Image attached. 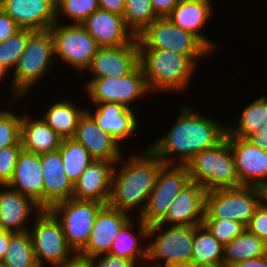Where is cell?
Here are the masks:
<instances>
[{
  "mask_svg": "<svg viewBox=\"0 0 267 267\" xmlns=\"http://www.w3.org/2000/svg\"><path fill=\"white\" fill-rule=\"evenodd\" d=\"M226 133V126L183 106L171 130L149 148L164 164H174V159L167 156L176 152L182 160L177 165H186L196 154L220 143Z\"/></svg>",
  "mask_w": 267,
  "mask_h": 267,
  "instance_id": "obj_1",
  "label": "cell"
},
{
  "mask_svg": "<svg viewBox=\"0 0 267 267\" xmlns=\"http://www.w3.org/2000/svg\"><path fill=\"white\" fill-rule=\"evenodd\" d=\"M124 164L118 175L114 168L108 205L128 213L129 209L146 201L139 209L142 214L164 162L148 148L144 155L132 156Z\"/></svg>",
  "mask_w": 267,
  "mask_h": 267,
  "instance_id": "obj_2",
  "label": "cell"
},
{
  "mask_svg": "<svg viewBox=\"0 0 267 267\" xmlns=\"http://www.w3.org/2000/svg\"><path fill=\"white\" fill-rule=\"evenodd\" d=\"M139 65L150 92L184 90L196 67L190 57L164 49H139Z\"/></svg>",
  "mask_w": 267,
  "mask_h": 267,
  "instance_id": "obj_3",
  "label": "cell"
},
{
  "mask_svg": "<svg viewBox=\"0 0 267 267\" xmlns=\"http://www.w3.org/2000/svg\"><path fill=\"white\" fill-rule=\"evenodd\" d=\"M186 166L191 181L198 183L207 192L241 186L227 137L216 146L196 154Z\"/></svg>",
  "mask_w": 267,
  "mask_h": 267,
  "instance_id": "obj_4",
  "label": "cell"
},
{
  "mask_svg": "<svg viewBox=\"0 0 267 267\" xmlns=\"http://www.w3.org/2000/svg\"><path fill=\"white\" fill-rule=\"evenodd\" d=\"M54 55V41L50 29L33 31L14 69L11 83L14 97H22L45 75Z\"/></svg>",
  "mask_w": 267,
  "mask_h": 267,
  "instance_id": "obj_5",
  "label": "cell"
},
{
  "mask_svg": "<svg viewBox=\"0 0 267 267\" xmlns=\"http://www.w3.org/2000/svg\"><path fill=\"white\" fill-rule=\"evenodd\" d=\"M139 49H164L190 57L195 63L210 49L193 33L183 30L167 17L157 18L137 36Z\"/></svg>",
  "mask_w": 267,
  "mask_h": 267,
  "instance_id": "obj_6",
  "label": "cell"
},
{
  "mask_svg": "<svg viewBox=\"0 0 267 267\" xmlns=\"http://www.w3.org/2000/svg\"><path fill=\"white\" fill-rule=\"evenodd\" d=\"M259 206L255 186L214 189L206 192L204 219H230L247 226Z\"/></svg>",
  "mask_w": 267,
  "mask_h": 267,
  "instance_id": "obj_7",
  "label": "cell"
},
{
  "mask_svg": "<svg viewBox=\"0 0 267 267\" xmlns=\"http://www.w3.org/2000/svg\"><path fill=\"white\" fill-rule=\"evenodd\" d=\"M104 205L96 201L70 198L49 209L61 222L67 244L74 254L77 255L86 246L95 217Z\"/></svg>",
  "mask_w": 267,
  "mask_h": 267,
  "instance_id": "obj_8",
  "label": "cell"
},
{
  "mask_svg": "<svg viewBox=\"0 0 267 267\" xmlns=\"http://www.w3.org/2000/svg\"><path fill=\"white\" fill-rule=\"evenodd\" d=\"M164 164L158 173L155 186L149 195L140 219L148 226L160 223L167 215L176 196L191 182L186 165Z\"/></svg>",
  "mask_w": 267,
  "mask_h": 267,
  "instance_id": "obj_9",
  "label": "cell"
},
{
  "mask_svg": "<svg viewBox=\"0 0 267 267\" xmlns=\"http://www.w3.org/2000/svg\"><path fill=\"white\" fill-rule=\"evenodd\" d=\"M37 217L29 232L39 267H42L43 260L56 266L72 259L76 254L71 256L73 250L67 244L57 217L49 209H42Z\"/></svg>",
  "mask_w": 267,
  "mask_h": 267,
  "instance_id": "obj_10",
  "label": "cell"
},
{
  "mask_svg": "<svg viewBox=\"0 0 267 267\" xmlns=\"http://www.w3.org/2000/svg\"><path fill=\"white\" fill-rule=\"evenodd\" d=\"M206 190L196 182H190L175 198L166 217L148 226L139 218L138 236L152 237L164 224L175 226H199L203 224Z\"/></svg>",
  "mask_w": 267,
  "mask_h": 267,
  "instance_id": "obj_11",
  "label": "cell"
},
{
  "mask_svg": "<svg viewBox=\"0 0 267 267\" xmlns=\"http://www.w3.org/2000/svg\"><path fill=\"white\" fill-rule=\"evenodd\" d=\"M50 31L54 41V54L79 70L89 67L99 46L81 24L55 23Z\"/></svg>",
  "mask_w": 267,
  "mask_h": 267,
  "instance_id": "obj_12",
  "label": "cell"
},
{
  "mask_svg": "<svg viewBox=\"0 0 267 267\" xmlns=\"http://www.w3.org/2000/svg\"><path fill=\"white\" fill-rule=\"evenodd\" d=\"M93 103H120L130 108V103L149 91L139 65L132 73L120 78H93L86 84Z\"/></svg>",
  "mask_w": 267,
  "mask_h": 267,
  "instance_id": "obj_13",
  "label": "cell"
},
{
  "mask_svg": "<svg viewBox=\"0 0 267 267\" xmlns=\"http://www.w3.org/2000/svg\"><path fill=\"white\" fill-rule=\"evenodd\" d=\"M160 231V235L146 247V260L163 259V267H191L194 227L171 225L168 230Z\"/></svg>",
  "mask_w": 267,
  "mask_h": 267,
  "instance_id": "obj_14",
  "label": "cell"
},
{
  "mask_svg": "<svg viewBox=\"0 0 267 267\" xmlns=\"http://www.w3.org/2000/svg\"><path fill=\"white\" fill-rule=\"evenodd\" d=\"M234 157L241 186H257L267 180V150L254 145L247 138L226 133Z\"/></svg>",
  "mask_w": 267,
  "mask_h": 267,
  "instance_id": "obj_15",
  "label": "cell"
},
{
  "mask_svg": "<svg viewBox=\"0 0 267 267\" xmlns=\"http://www.w3.org/2000/svg\"><path fill=\"white\" fill-rule=\"evenodd\" d=\"M139 66L137 37L128 45L120 47H99L87 70L93 78H120L132 73Z\"/></svg>",
  "mask_w": 267,
  "mask_h": 267,
  "instance_id": "obj_16",
  "label": "cell"
},
{
  "mask_svg": "<svg viewBox=\"0 0 267 267\" xmlns=\"http://www.w3.org/2000/svg\"><path fill=\"white\" fill-rule=\"evenodd\" d=\"M2 9L20 29H50L56 23V0H2Z\"/></svg>",
  "mask_w": 267,
  "mask_h": 267,
  "instance_id": "obj_17",
  "label": "cell"
},
{
  "mask_svg": "<svg viewBox=\"0 0 267 267\" xmlns=\"http://www.w3.org/2000/svg\"><path fill=\"white\" fill-rule=\"evenodd\" d=\"M115 162L93 159L73 184L72 198L108 204Z\"/></svg>",
  "mask_w": 267,
  "mask_h": 267,
  "instance_id": "obj_18",
  "label": "cell"
},
{
  "mask_svg": "<svg viewBox=\"0 0 267 267\" xmlns=\"http://www.w3.org/2000/svg\"><path fill=\"white\" fill-rule=\"evenodd\" d=\"M130 219L129 215L111 206L104 205L97 213L86 246L77 254L84 258L108 253L119 230Z\"/></svg>",
  "mask_w": 267,
  "mask_h": 267,
  "instance_id": "obj_19",
  "label": "cell"
},
{
  "mask_svg": "<svg viewBox=\"0 0 267 267\" xmlns=\"http://www.w3.org/2000/svg\"><path fill=\"white\" fill-rule=\"evenodd\" d=\"M81 25L95 39L99 47H120L130 44L136 38L129 31L123 16L100 8Z\"/></svg>",
  "mask_w": 267,
  "mask_h": 267,
  "instance_id": "obj_20",
  "label": "cell"
},
{
  "mask_svg": "<svg viewBox=\"0 0 267 267\" xmlns=\"http://www.w3.org/2000/svg\"><path fill=\"white\" fill-rule=\"evenodd\" d=\"M73 139L82 144L93 159L115 163L122 160L119 142L97 125L89 110L80 117Z\"/></svg>",
  "mask_w": 267,
  "mask_h": 267,
  "instance_id": "obj_21",
  "label": "cell"
},
{
  "mask_svg": "<svg viewBox=\"0 0 267 267\" xmlns=\"http://www.w3.org/2000/svg\"><path fill=\"white\" fill-rule=\"evenodd\" d=\"M8 187L32 198L44 209V174L40 156L22 149Z\"/></svg>",
  "mask_w": 267,
  "mask_h": 267,
  "instance_id": "obj_22",
  "label": "cell"
},
{
  "mask_svg": "<svg viewBox=\"0 0 267 267\" xmlns=\"http://www.w3.org/2000/svg\"><path fill=\"white\" fill-rule=\"evenodd\" d=\"M44 174V209L72 198L73 184L68 179L59 150L39 155Z\"/></svg>",
  "mask_w": 267,
  "mask_h": 267,
  "instance_id": "obj_23",
  "label": "cell"
},
{
  "mask_svg": "<svg viewBox=\"0 0 267 267\" xmlns=\"http://www.w3.org/2000/svg\"><path fill=\"white\" fill-rule=\"evenodd\" d=\"M4 187L7 188L6 191L0 190V226L2 230L13 233L27 232L30 229L25 227V221L34 209L39 212L42 208L32 198L8 185Z\"/></svg>",
  "mask_w": 267,
  "mask_h": 267,
  "instance_id": "obj_24",
  "label": "cell"
},
{
  "mask_svg": "<svg viewBox=\"0 0 267 267\" xmlns=\"http://www.w3.org/2000/svg\"><path fill=\"white\" fill-rule=\"evenodd\" d=\"M97 105L95 114H89L104 132L111 135L119 143L133 135L137 127L135 111L120 103L112 102Z\"/></svg>",
  "mask_w": 267,
  "mask_h": 267,
  "instance_id": "obj_25",
  "label": "cell"
},
{
  "mask_svg": "<svg viewBox=\"0 0 267 267\" xmlns=\"http://www.w3.org/2000/svg\"><path fill=\"white\" fill-rule=\"evenodd\" d=\"M210 2V0H179L167 18L181 29L196 35L212 51L214 43L198 32L210 19L212 13Z\"/></svg>",
  "mask_w": 267,
  "mask_h": 267,
  "instance_id": "obj_26",
  "label": "cell"
},
{
  "mask_svg": "<svg viewBox=\"0 0 267 267\" xmlns=\"http://www.w3.org/2000/svg\"><path fill=\"white\" fill-rule=\"evenodd\" d=\"M62 138L43 120L21 118L20 142L23 150L40 155L60 148Z\"/></svg>",
  "mask_w": 267,
  "mask_h": 267,
  "instance_id": "obj_27",
  "label": "cell"
},
{
  "mask_svg": "<svg viewBox=\"0 0 267 267\" xmlns=\"http://www.w3.org/2000/svg\"><path fill=\"white\" fill-rule=\"evenodd\" d=\"M267 255V243L248 229L224 245L222 267Z\"/></svg>",
  "mask_w": 267,
  "mask_h": 267,
  "instance_id": "obj_28",
  "label": "cell"
},
{
  "mask_svg": "<svg viewBox=\"0 0 267 267\" xmlns=\"http://www.w3.org/2000/svg\"><path fill=\"white\" fill-rule=\"evenodd\" d=\"M224 246L203 225L194 227L191 267H222Z\"/></svg>",
  "mask_w": 267,
  "mask_h": 267,
  "instance_id": "obj_29",
  "label": "cell"
},
{
  "mask_svg": "<svg viewBox=\"0 0 267 267\" xmlns=\"http://www.w3.org/2000/svg\"><path fill=\"white\" fill-rule=\"evenodd\" d=\"M86 110L67 101L57 102L44 114L43 120L62 139H69L74 137L79 119Z\"/></svg>",
  "mask_w": 267,
  "mask_h": 267,
  "instance_id": "obj_30",
  "label": "cell"
},
{
  "mask_svg": "<svg viewBox=\"0 0 267 267\" xmlns=\"http://www.w3.org/2000/svg\"><path fill=\"white\" fill-rule=\"evenodd\" d=\"M267 124V97L262 96L244 109L238 123L227 127L230 136L249 138Z\"/></svg>",
  "mask_w": 267,
  "mask_h": 267,
  "instance_id": "obj_31",
  "label": "cell"
},
{
  "mask_svg": "<svg viewBox=\"0 0 267 267\" xmlns=\"http://www.w3.org/2000/svg\"><path fill=\"white\" fill-rule=\"evenodd\" d=\"M58 150L61 154L64 171L68 179L74 184L93 158L89 151L73 138L62 139Z\"/></svg>",
  "mask_w": 267,
  "mask_h": 267,
  "instance_id": "obj_32",
  "label": "cell"
},
{
  "mask_svg": "<svg viewBox=\"0 0 267 267\" xmlns=\"http://www.w3.org/2000/svg\"><path fill=\"white\" fill-rule=\"evenodd\" d=\"M2 262L6 267H39L30 232H10L8 250Z\"/></svg>",
  "mask_w": 267,
  "mask_h": 267,
  "instance_id": "obj_33",
  "label": "cell"
},
{
  "mask_svg": "<svg viewBox=\"0 0 267 267\" xmlns=\"http://www.w3.org/2000/svg\"><path fill=\"white\" fill-rule=\"evenodd\" d=\"M123 18L129 31L137 37L158 17L150 0H125Z\"/></svg>",
  "mask_w": 267,
  "mask_h": 267,
  "instance_id": "obj_34",
  "label": "cell"
},
{
  "mask_svg": "<svg viewBox=\"0 0 267 267\" xmlns=\"http://www.w3.org/2000/svg\"><path fill=\"white\" fill-rule=\"evenodd\" d=\"M132 227L131 218L119 230L117 237L112 243L109 254L132 260L136 263L137 258L147 259V248L139 247L138 238L130 232Z\"/></svg>",
  "mask_w": 267,
  "mask_h": 267,
  "instance_id": "obj_35",
  "label": "cell"
},
{
  "mask_svg": "<svg viewBox=\"0 0 267 267\" xmlns=\"http://www.w3.org/2000/svg\"><path fill=\"white\" fill-rule=\"evenodd\" d=\"M32 32V30L20 29L8 40L0 42V64L7 70L16 67Z\"/></svg>",
  "mask_w": 267,
  "mask_h": 267,
  "instance_id": "obj_36",
  "label": "cell"
},
{
  "mask_svg": "<svg viewBox=\"0 0 267 267\" xmlns=\"http://www.w3.org/2000/svg\"><path fill=\"white\" fill-rule=\"evenodd\" d=\"M98 9V0H56V22L61 12L71 17L74 24H81Z\"/></svg>",
  "mask_w": 267,
  "mask_h": 267,
  "instance_id": "obj_37",
  "label": "cell"
},
{
  "mask_svg": "<svg viewBox=\"0 0 267 267\" xmlns=\"http://www.w3.org/2000/svg\"><path fill=\"white\" fill-rule=\"evenodd\" d=\"M203 225L223 246L247 229L243 223L230 219H204Z\"/></svg>",
  "mask_w": 267,
  "mask_h": 267,
  "instance_id": "obj_38",
  "label": "cell"
},
{
  "mask_svg": "<svg viewBox=\"0 0 267 267\" xmlns=\"http://www.w3.org/2000/svg\"><path fill=\"white\" fill-rule=\"evenodd\" d=\"M21 117L10 111H0V150L20 141Z\"/></svg>",
  "mask_w": 267,
  "mask_h": 267,
  "instance_id": "obj_39",
  "label": "cell"
},
{
  "mask_svg": "<svg viewBox=\"0 0 267 267\" xmlns=\"http://www.w3.org/2000/svg\"><path fill=\"white\" fill-rule=\"evenodd\" d=\"M21 142L0 150V185L7 186L13 177L19 153L22 150Z\"/></svg>",
  "mask_w": 267,
  "mask_h": 267,
  "instance_id": "obj_40",
  "label": "cell"
},
{
  "mask_svg": "<svg viewBox=\"0 0 267 267\" xmlns=\"http://www.w3.org/2000/svg\"><path fill=\"white\" fill-rule=\"evenodd\" d=\"M246 228L267 243V208L259 206Z\"/></svg>",
  "mask_w": 267,
  "mask_h": 267,
  "instance_id": "obj_41",
  "label": "cell"
},
{
  "mask_svg": "<svg viewBox=\"0 0 267 267\" xmlns=\"http://www.w3.org/2000/svg\"><path fill=\"white\" fill-rule=\"evenodd\" d=\"M102 255L103 254H99V255H95L93 257L88 258L90 267H134L135 266V263L132 260L122 258V257H117L109 253H106L105 256L103 257ZM98 257H100V259H98Z\"/></svg>",
  "mask_w": 267,
  "mask_h": 267,
  "instance_id": "obj_42",
  "label": "cell"
},
{
  "mask_svg": "<svg viewBox=\"0 0 267 267\" xmlns=\"http://www.w3.org/2000/svg\"><path fill=\"white\" fill-rule=\"evenodd\" d=\"M20 28L2 9H0V42L8 40Z\"/></svg>",
  "mask_w": 267,
  "mask_h": 267,
  "instance_id": "obj_43",
  "label": "cell"
},
{
  "mask_svg": "<svg viewBox=\"0 0 267 267\" xmlns=\"http://www.w3.org/2000/svg\"><path fill=\"white\" fill-rule=\"evenodd\" d=\"M152 8L158 18L168 17L179 0H150Z\"/></svg>",
  "mask_w": 267,
  "mask_h": 267,
  "instance_id": "obj_44",
  "label": "cell"
},
{
  "mask_svg": "<svg viewBox=\"0 0 267 267\" xmlns=\"http://www.w3.org/2000/svg\"><path fill=\"white\" fill-rule=\"evenodd\" d=\"M99 8L123 16L125 0H98Z\"/></svg>",
  "mask_w": 267,
  "mask_h": 267,
  "instance_id": "obj_45",
  "label": "cell"
},
{
  "mask_svg": "<svg viewBox=\"0 0 267 267\" xmlns=\"http://www.w3.org/2000/svg\"><path fill=\"white\" fill-rule=\"evenodd\" d=\"M248 140L257 147L267 150V124L263 129H260V132L252 134Z\"/></svg>",
  "mask_w": 267,
  "mask_h": 267,
  "instance_id": "obj_46",
  "label": "cell"
},
{
  "mask_svg": "<svg viewBox=\"0 0 267 267\" xmlns=\"http://www.w3.org/2000/svg\"><path fill=\"white\" fill-rule=\"evenodd\" d=\"M232 267H267V255L238 262Z\"/></svg>",
  "mask_w": 267,
  "mask_h": 267,
  "instance_id": "obj_47",
  "label": "cell"
},
{
  "mask_svg": "<svg viewBox=\"0 0 267 267\" xmlns=\"http://www.w3.org/2000/svg\"><path fill=\"white\" fill-rule=\"evenodd\" d=\"M53 267H90L88 258H84L79 255H75L69 261L62 263L61 265H56Z\"/></svg>",
  "mask_w": 267,
  "mask_h": 267,
  "instance_id": "obj_48",
  "label": "cell"
},
{
  "mask_svg": "<svg viewBox=\"0 0 267 267\" xmlns=\"http://www.w3.org/2000/svg\"><path fill=\"white\" fill-rule=\"evenodd\" d=\"M10 242V231H2L0 233V261H2L6 255Z\"/></svg>",
  "mask_w": 267,
  "mask_h": 267,
  "instance_id": "obj_49",
  "label": "cell"
},
{
  "mask_svg": "<svg viewBox=\"0 0 267 267\" xmlns=\"http://www.w3.org/2000/svg\"><path fill=\"white\" fill-rule=\"evenodd\" d=\"M256 189L259 195L260 206L267 208V180L260 182Z\"/></svg>",
  "mask_w": 267,
  "mask_h": 267,
  "instance_id": "obj_50",
  "label": "cell"
},
{
  "mask_svg": "<svg viewBox=\"0 0 267 267\" xmlns=\"http://www.w3.org/2000/svg\"><path fill=\"white\" fill-rule=\"evenodd\" d=\"M8 70L4 67V66H2L1 64H0V79L4 76V74L7 72Z\"/></svg>",
  "mask_w": 267,
  "mask_h": 267,
  "instance_id": "obj_51",
  "label": "cell"
},
{
  "mask_svg": "<svg viewBox=\"0 0 267 267\" xmlns=\"http://www.w3.org/2000/svg\"><path fill=\"white\" fill-rule=\"evenodd\" d=\"M0 267H6L2 261H0Z\"/></svg>",
  "mask_w": 267,
  "mask_h": 267,
  "instance_id": "obj_52",
  "label": "cell"
}]
</instances>
